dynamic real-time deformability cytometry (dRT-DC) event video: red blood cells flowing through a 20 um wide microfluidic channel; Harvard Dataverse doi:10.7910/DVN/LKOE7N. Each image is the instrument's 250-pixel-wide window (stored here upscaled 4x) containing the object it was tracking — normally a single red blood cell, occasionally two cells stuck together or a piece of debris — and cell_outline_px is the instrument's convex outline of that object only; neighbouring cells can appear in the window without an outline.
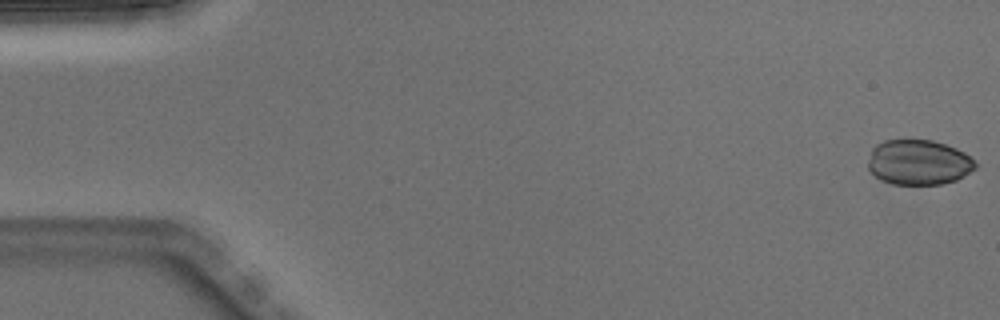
{"species": "Egyptian fruit bat (a non-hibernating species)", "species_latin": "Rousettus aegyptiacus", "temperature_condition": "warm", "stored_images_in_passage": 4, "camera_frame_rate_fps": 3000, "um_per_image_px": 0.085, "animal": {"sex": "male"}, "frame": {"image": 1, "passage_image": 4, "time_ms": 1.0, "image_size_px": [1000, 320], "cell_outline_px": [[976, 168], [956, 180], [940, 184], [892, 184], [876, 176], [868, 168], [868, 160], [872, 148], [876, 144], [884, 140], [932, 140], [956, 148], [964, 152], [976, 164]], "centroid_in_image_um": [78.06, 13.79], "position_along_channel_um": 6.9, "area_um2": 27.98}}